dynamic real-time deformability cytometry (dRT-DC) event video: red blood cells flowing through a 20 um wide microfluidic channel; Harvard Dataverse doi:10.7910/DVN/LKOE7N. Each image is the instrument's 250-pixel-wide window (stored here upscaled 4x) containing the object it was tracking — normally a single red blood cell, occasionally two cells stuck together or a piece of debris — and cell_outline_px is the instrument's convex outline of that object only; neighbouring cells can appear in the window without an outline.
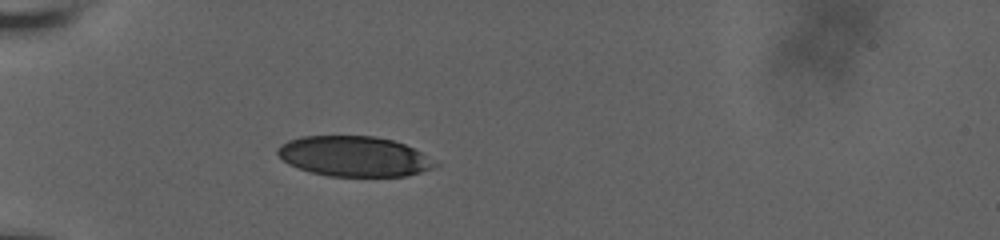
{"species": "human", "species_latin": "Homo sapiens", "temperature_condition": "room temperature", "stored_images_in_passage": 12, "camera_frame_rate_fps": 3000, "um_per_image_px": 0.085, "donor": {"sex": "male"}, "frame": {"image": 1, "passage_image": 1, "time_ms": 0.0, "image_size_px": [1000, 240], "cell_outline_px": [[440, 164], [432, 168], [420, 172], [404, 176], [328, 176], [312, 172], [288, 164], [276, 152], [280, 144], [288, 140], [300, 136], [376, 136], [392, 140], [404, 144], [420, 152]], "centroid_in_image_um": [30.08, 13.28], "position_along_channel_um": 54.9, "area_um2": 36.7}}
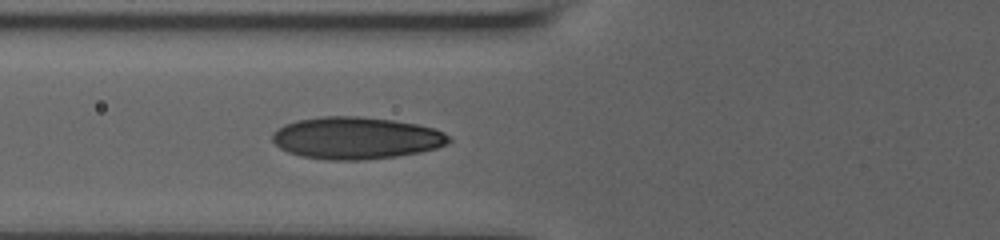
{"frame": {"image": 2, "passage_image": 10, "time_ms": 1.667, "image_size_px": [1000, 240], "cell_outline_px": [[452, 140], [448, 144], [436, 148], [420, 152], [396, 156], [364, 160], [328, 160], [300, 156], [288, 152], [280, 148], [272, 140], [272, 132], [284, 124], [296, 120], [320, 116], [360, 116], [392, 120], [416, 124], [432, 128], [444, 132]], "centroid_in_image_um": [30.24, 11.73], "position_along_channel_um": 95.6, "area_um2": 43.47}}